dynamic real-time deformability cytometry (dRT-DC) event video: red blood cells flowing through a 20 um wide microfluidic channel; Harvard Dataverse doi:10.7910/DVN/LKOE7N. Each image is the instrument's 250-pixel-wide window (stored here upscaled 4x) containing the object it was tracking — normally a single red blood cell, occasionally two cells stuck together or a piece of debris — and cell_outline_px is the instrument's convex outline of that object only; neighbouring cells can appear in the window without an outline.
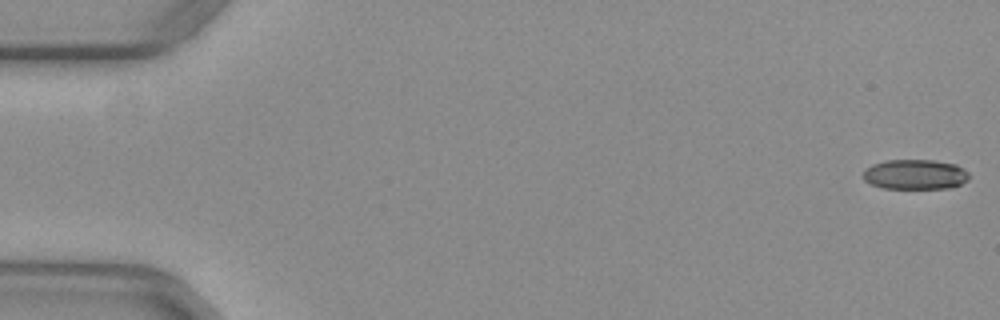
{"species": "common noctule bat (a hibernating species)", "species_latin": "Nyctalus noctula", "temperature_condition": "warm", "stored_images_in_passage": 53, "camera_frame_rate_fps": 3000, "um_per_image_px": 0.085, "animal": {"sex": "female", "body_mass_g": 29.2, "forearm_length_mm": 56.3}, "frame": {"image": 1, "passage_image": 1, "time_ms": 0.0, "image_size_px": [1000, 320], "cell_outline_px": [[968, 180], [960, 184], [948, 188], [884, 188], [872, 184], [864, 180], [864, 168], [872, 164], [888, 160], [932, 160], [956, 164], [964, 168], [968, 172]], "centroid_in_image_um": [77.79, 14.82], "position_along_channel_um": 7.2, "area_um2": 18.44}}
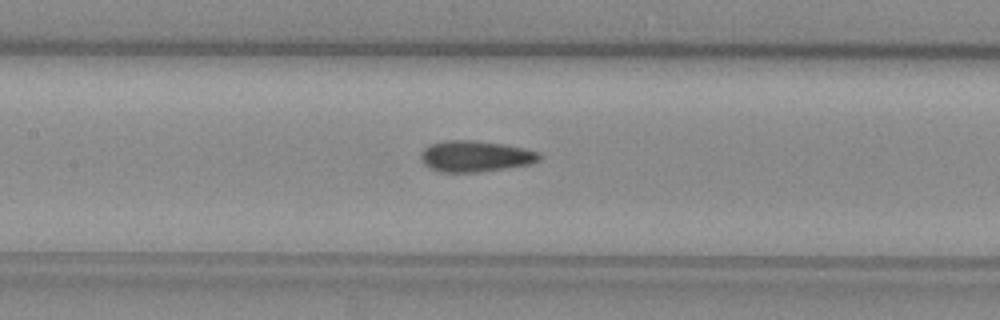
{"frame": {"image": 2, "passage_image": 25, "time_ms": 8.0, "image_size_px": [1000, 320], "cell_outline_px": [[540, 160], [532, 164], [476, 172], [440, 172], [424, 164], [420, 160], [420, 156], [424, 148], [428, 144], [444, 140], [472, 140], [504, 144], [524, 148], [540, 152]], "centroid_in_image_um": [40.39, 13.27], "position_along_channel_um": 167.0, "area_um2": 21.56}}
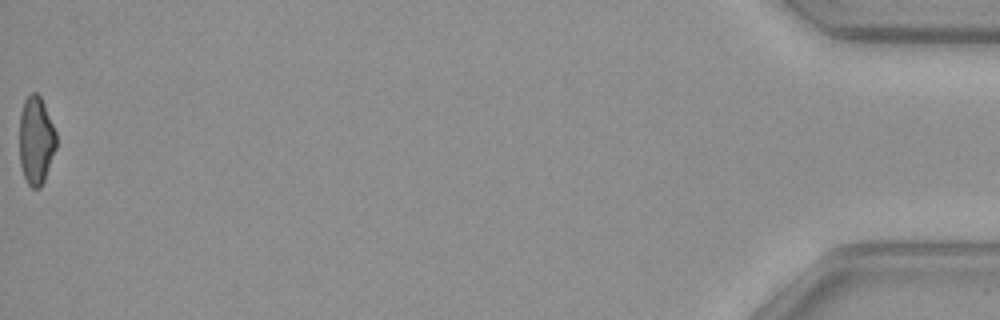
{"frame": {"image": 3, "passage_image": 53, "time_ms": 17.333, "image_size_px": [1000, 320], "cell_outline_px": [[56, 148], [44, 180], [40, 188], [32, 188], [28, 184], [24, 176], [20, 164], [20, 112], [24, 100], [32, 92], [36, 92], [40, 96], [44, 104], [56, 132]], "centroid_in_image_um": [3.06, 11.93], "position_along_channel_um": 432.1, "area_um2": 18.79}, "authors_computed_cell_mechanics": {"area_um2": 20.3456, "velocity_mm_per_s": 3.9783, "shape_relaxation_time_tau1_ms": null, "shape_relaxation_time_tau2_ms": 2.6312, "deformation_change_tau1": null, "deformation_change_tau2": 0.0947}}